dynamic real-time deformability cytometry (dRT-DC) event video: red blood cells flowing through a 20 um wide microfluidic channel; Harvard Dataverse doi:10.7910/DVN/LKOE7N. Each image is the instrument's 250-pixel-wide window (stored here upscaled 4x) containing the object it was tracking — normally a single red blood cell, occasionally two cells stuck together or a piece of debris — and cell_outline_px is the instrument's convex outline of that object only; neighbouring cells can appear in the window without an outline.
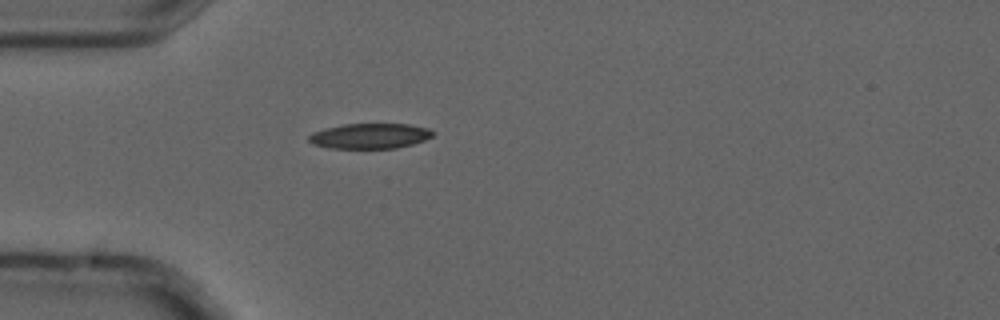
{"species": "common noctule bat (a hibernating species)", "species_latin": "Nyctalus noctula", "temperature_condition": "cold", "stored_images_in_passage": 2, "camera_frame_rate_fps": 3000, "um_per_image_px": 0.085, "animal": {"sex": "male", "forearm_length_mm": 52.5}, "frame": {"image": 1, "passage_image": 2, "time_ms": 0.333, "image_size_px": [1000, 320], "cell_outline_px": [[436, 132], [432, 136], [424, 140], [412, 144], [396, 148], [328, 148], [312, 144], [308, 140], [308, 136], [312, 132], [324, 128], [344, 124], [408, 124], [428, 128]], "centroid_in_image_um": [31.42, 11.55], "position_along_channel_um": 53.6, "area_um2": 18.32}}